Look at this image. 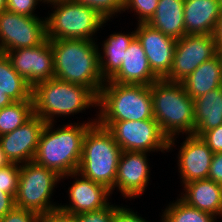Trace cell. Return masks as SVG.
Returning a JSON list of instances; mask_svg holds the SVG:
<instances>
[{
  "label": "cell",
  "instance_id": "obj_5",
  "mask_svg": "<svg viewBox=\"0 0 222 222\" xmlns=\"http://www.w3.org/2000/svg\"><path fill=\"white\" fill-rule=\"evenodd\" d=\"M121 153L122 149L115 142L112 133L98 122L92 124L83 138L77 172L111 190L116 180Z\"/></svg>",
  "mask_w": 222,
  "mask_h": 222
},
{
  "label": "cell",
  "instance_id": "obj_21",
  "mask_svg": "<svg viewBox=\"0 0 222 222\" xmlns=\"http://www.w3.org/2000/svg\"><path fill=\"white\" fill-rule=\"evenodd\" d=\"M186 93L194 100L222 86V61L220 56L203 62L182 82Z\"/></svg>",
  "mask_w": 222,
  "mask_h": 222
},
{
  "label": "cell",
  "instance_id": "obj_6",
  "mask_svg": "<svg viewBox=\"0 0 222 222\" xmlns=\"http://www.w3.org/2000/svg\"><path fill=\"white\" fill-rule=\"evenodd\" d=\"M97 121L154 119L150 86L105 81L98 96Z\"/></svg>",
  "mask_w": 222,
  "mask_h": 222
},
{
  "label": "cell",
  "instance_id": "obj_36",
  "mask_svg": "<svg viewBox=\"0 0 222 222\" xmlns=\"http://www.w3.org/2000/svg\"><path fill=\"white\" fill-rule=\"evenodd\" d=\"M113 222H148L129 208L116 206L112 216Z\"/></svg>",
  "mask_w": 222,
  "mask_h": 222
},
{
  "label": "cell",
  "instance_id": "obj_29",
  "mask_svg": "<svg viewBox=\"0 0 222 222\" xmlns=\"http://www.w3.org/2000/svg\"><path fill=\"white\" fill-rule=\"evenodd\" d=\"M20 179V165L9 163L0 168V189L5 193L11 194L14 198L17 193Z\"/></svg>",
  "mask_w": 222,
  "mask_h": 222
},
{
  "label": "cell",
  "instance_id": "obj_30",
  "mask_svg": "<svg viewBox=\"0 0 222 222\" xmlns=\"http://www.w3.org/2000/svg\"><path fill=\"white\" fill-rule=\"evenodd\" d=\"M159 0H124V11L129 8L139 15L138 23H148L154 16Z\"/></svg>",
  "mask_w": 222,
  "mask_h": 222
},
{
  "label": "cell",
  "instance_id": "obj_32",
  "mask_svg": "<svg viewBox=\"0 0 222 222\" xmlns=\"http://www.w3.org/2000/svg\"><path fill=\"white\" fill-rule=\"evenodd\" d=\"M38 1L41 0H6V10L14 12L15 14L34 17L33 14L38 5Z\"/></svg>",
  "mask_w": 222,
  "mask_h": 222
},
{
  "label": "cell",
  "instance_id": "obj_25",
  "mask_svg": "<svg viewBox=\"0 0 222 222\" xmlns=\"http://www.w3.org/2000/svg\"><path fill=\"white\" fill-rule=\"evenodd\" d=\"M0 93L6 94L13 102L33 101L32 87L3 53H0Z\"/></svg>",
  "mask_w": 222,
  "mask_h": 222
},
{
  "label": "cell",
  "instance_id": "obj_7",
  "mask_svg": "<svg viewBox=\"0 0 222 222\" xmlns=\"http://www.w3.org/2000/svg\"><path fill=\"white\" fill-rule=\"evenodd\" d=\"M55 9L46 19L47 39H84L93 40L92 36L102 28L106 19L96 10L72 0L50 3Z\"/></svg>",
  "mask_w": 222,
  "mask_h": 222
},
{
  "label": "cell",
  "instance_id": "obj_27",
  "mask_svg": "<svg viewBox=\"0 0 222 222\" xmlns=\"http://www.w3.org/2000/svg\"><path fill=\"white\" fill-rule=\"evenodd\" d=\"M162 222H215L216 217L185 203L181 198L172 202L162 215Z\"/></svg>",
  "mask_w": 222,
  "mask_h": 222
},
{
  "label": "cell",
  "instance_id": "obj_42",
  "mask_svg": "<svg viewBox=\"0 0 222 222\" xmlns=\"http://www.w3.org/2000/svg\"><path fill=\"white\" fill-rule=\"evenodd\" d=\"M6 10V0H0V12Z\"/></svg>",
  "mask_w": 222,
  "mask_h": 222
},
{
  "label": "cell",
  "instance_id": "obj_35",
  "mask_svg": "<svg viewBox=\"0 0 222 222\" xmlns=\"http://www.w3.org/2000/svg\"><path fill=\"white\" fill-rule=\"evenodd\" d=\"M39 222H74V214L56 208L40 215Z\"/></svg>",
  "mask_w": 222,
  "mask_h": 222
},
{
  "label": "cell",
  "instance_id": "obj_12",
  "mask_svg": "<svg viewBox=\"0 0 222 222\" xmlns=\"http://www.w3.org/2000/svg\"><path fill=\"white\" fill-rule=\"evenodd\" d=\"M5 54L13 68L32 88L37 83L54 78V55L49 39L39 46L15 49Z\"/></svg>",
  "mask_w": 222,
  "mask_h": 222
},
{
  "label": "cell",
  "instance_id": "obj_28",
  "mask_svg": "<svg viewBox=\"0 0 222 222\" xmlns=\"http://www.w3.org/2000/svg\"><path fill=\"white\" fill-rule=\"evenodd\" d=\"M81 5L88 6L96 10L107 21L115 13L124 11V0H72Z\"/></svg>",
  "mask_w": 222,
  "mask_h": 222
},
{
  "label": "cell",
  "instance_id": "obj_23",
  "mask_svg": "<svg viewBox=\"0 0 222 222\" xmlns=\"http://www.w3.org/2000/svg\"><path fill=\"white\" fill-rule=\"evenodd\" d=\"M195 131L201 136L205 131L222 124V86L194 99Z\"/></svg>",
  "mask_w": 222,
  "mask_h": 222
},
{
  "label": "cell",
  "instance_id": "obj_10",
  "mask_svg": "<svg viewBox=\"0 0 222 222\" xmlns=\"http://www.w3.org/2000/svg\"><path fill=\"white\" fill-rule=\"evenodd\" d=\"M47 40L46 19L0 12V53L39 46Z\"/></svg>",
  "mask_w": 222,
  "mask_h": 222
},
{
  "label": "cell",
  "instance_id": "obj_31",
  "mask_svg": "<svg viewBox=\"0 0 222 222\" xmlns=\"http://www.w3.org/2000/svg\"><path fill=\"white\" fill-rule=\"evenodd\" d=\"M116 205L110 203L101 209L74 215V222H112Z\"/></svg>",
  "mask_w": 222,
  "mask_h": 222
},
{
  "label": "cell",
  "instance_id": "obj_39",
  "mask_svg": "<svg viewBox=\"0 0 222 222\" xmlns=\"http://www.w3.org/2000/svg\"><path fill=\"white\" fill-rule=\"evenodd\" d=\"M213 36L215 38L217 52L219 53L222 51V9Z\"/></svg>",
  "mask_w": 222,
  "mask_h": 222
},
{
  "label": "cell",
  "instance_id": "obj_4",
  "mask_svg": "<svg viewBox=\"0 0 222 222\" xmlns=\"http://www.w3.org/2000/svg\"><path fill=\"white\" fill-rule=\"evenodd\" d=\"M32 99L34 114L46 123H53L54 115L69 116L98 106V96L91 89L55 78L37 83Z\"/></svg>",
  "mask_w": 222,
  "mask_h": 222
},
{
  "label": "cell",
  "instance_id": "obj_2",
  "mask_svg": "<svg viewBox=\"0 0 222 222\" xmlns=\"http://www.w3.org/2000/svg\"><path fill=\"white\" fill-rule=\"evenodd\" d=\"M150 91L154 120L169 139L168 149H171L175 145V135L180 132L194 134V100L186 93L181 82L158 79L150 85Z\"/></svg>",
  "mask_w": 222,
  "mask_h": 222
},
{
  "label": "cell",
  "instance_id": "obj_43",
  "mask_svg": "<svg viewBox=\"0 0 222 222\" xmlns=\"http://www.w3.org/2000/svg\"><path fill=\"white\" fill-rule=\"evenodd\" d=\"M43 1V3L47 2L48 3H53V2H57V1H63V0H41Z\"/></svg>",
  "mask_w": 222,
  "mask_h": 222
},
{
  "label": "cell",
  "instance_id": "obj_13",
  "mask_svg": "<svg viewBox=\"0 0 222 222\" xmlns=\"http://www.w3.org/2000/svg\"><path fill=\"white\" fill-rule=\"evenodd\" d=\"M135 33L152 72L159 79H165L172 68L176 40L154 29L148 23H138Z\"/></svg>",
  "mask_w": 222,
  "mask_h": 222
},
{
  "label": "cell",
  "instance_id": "obj_38",
  "mask_svg": "<svg viewBox=\"0 0 222 222\" xmlns=\"http://www.w3.org/2000/svg\"><path fill=\"white\" fill-rule=\"evenodd\" d=\"M15 207V198L0 189V218L4 217Z\"/></svg>",
  "mask_w": 222,
  "mask_h": 222
},
{
  "label": "cell",
  "instance_id": "obj_33",
  "mask_svg": "<svg viewBox=\"0 0 222 222\" xmlns=\"http://www.w3.org/2000/svg\"><path fill=\"white\" fill-rule=\"evenodd\" d=\"M40 215L36 212L14 207L0 222H39Z\"/></svg>",
  "mask_w": 222,
  "mask_h": 222
},
{
  "label": "cell",
  "instance_id": "obj_18",
  "mask_svg": "<svg viewBox=\"0 0 222 222\" xmlns=\"http://www.w3.org/2000/svg\"><path fill=\"white\" fill-rule=\"evenodd\" d=\"M159 78L152 72L145 51L137 37L128 46L120 69L109 79L120 84L150 86Z\"/></svg>",
  "mask_w": 222,
  "mask_h": 222
},
{
  "label": "cell",
  "instance_id": "obj_44",
  "mask_svg": "<svg viewBox=\"0 0 222 222\" xmlns=\"http://www.w3.org/2000/svg\"><path fill=\"white\" fill-rule=\"evenodd\" d=\"M218 55L220 56V59H221V61H222V51H220V52L218 53Z\"/></svg>",
  "mask_w": 222,
  "mask_h": 222
},
{
  "label": "cell",
  "instance_id": "obj_14",
  "mask_svg": "<svg viewBox=\"0 0 222 222\" xmlns=\"http://www.w3.org/2000/svg\"><path fill=\"white\" fill-rule=\"evenodd\" d=\"M46 122L35 114L12 132L0 136V144L10 163L33 161Z\"/></svg>",
  "mask_w": 222,
  "mask_h": 222
},
{
  "label": "cell",
  "instance_id": "obj_37",
  "mask_svg": "<svg viewBox=\"0 0 222 222\" xmlns=\"http://www.w3.org/2000/svg\"><path fill=\"white\" fill-rule=\"evenodd\" d=\"M208 179L222 185V152L213 155Z\"/></svg>",
  "mask_w": 222,
  "mask_h": 222
},
{
  "label": "cell",
  "instance_id": "obj_8",
  "mask_svg": "<svg viewBox=\"0 0 222 222\" xmlns=\"http://www.w3.org/2000/svg\"><path fill=\"white\" fill-rule=\"evenodd\" d=\"M61 176L52 169L30 161L20 165V179L15 206L42 215L59 208L50 202L53 189ZM54 204V205H53Z\"/></svg>",
  "mask_w": 222,
  "mask_h": 222
},
{
  "label": "cell",
  "instance_id": "obj_20",
  "mask_svg": "<svg viewBox=\"0 0 222 222\" xmlns=\"http://www.w3.org/2000/svg\"><path fill=\"white\" fill-rule=\"evenodd\" d=\"M185 193L180 198L201 211L222 216V185L210 179L184 184Z\"/></svg>",
  "mask_w": 222,
  "mask_h": 222
},
{
  "label": "cell",
  "instance_id": "obj_1",
  "mask_svg": "<svg viewBox=\"0 0 222 222\" xmlns=\"http://www.w3.org/2000/svg\"><path fill=\"white\" fill-rule=\"evenodd\" d=\"M54 55V78L91 89L99 96L105 81L99 71L96 42L84 39L50 40Z\"/></svg>",
  "mask_w": 222,
  "mask_h": 222
},
{
  "label": "cell",
  "instance_id": "obj_22",
  "mask_svg": "<svg viewBox=\"0 0 222 222\" xmlns=\"http://www.w3.org/2000/svg\"><path fill=\"white\" fill-rule=\"evenodd\" d=\"M185 0H159L154 16L148 24L175 40L186 35L184 25Z\"/></svg>",
  "mask_w": 222,
  "mask_h": 222
},
{
  "label": "cell",
  "instance_id": "obj_15",
  "mask_svg": "<svg viewBox=\"0 0 222 222\" xmlns=\"http://www.w3.org/2000/svg\"><path fill=\"white\" fill-rule=\"evenodd\" d=\"M146 154L147 152L122 151L111 194L115 187L125 198H136L145 191L150 176Z\"/></svg>",
  "mask_w": 222,
  "mask_h": 222
},
{
  "label": "cell",
  "instance_id": "obj_16",
  "mask_svg": "<svg viewBox=\"0 0 222 222\" xmlns=\"http://www.w3.org/2000/svg\"><path fill=\"white\" fill-rule=\"evenodd\" d=\"M178 155L179 173L183 184L208 179L214 153L208 145L196 135H188L181 144Z\"/></svg>",
  "mask_w": 222,
  "mask_h": 222
},
{
  "label": "cell",
  "instance_id": "obj_11",
  "mask_svg": "<svg viewBox=\"0 0 222 222\" xmlns=\"http://www.w3.org/2000/svg\"><path fill=\"white\" fill-rule=\"evenodd\" d=\"M217 55L213 35H184L176 40L172 68L165 80L182 82L199 65Z\"/></svg>",
  "mask_w": 222,
  "mask_h": 222
},
{
  "label": "cell",
  "instance_id": "obj_26",
  "mask_svg": "<svg viewBox=\"0 0 222 222\" xmlns=\"http://www.w3.org/2000/svg\"><path fill=\"white\" fill-rule=\"evenodd\" d=\"M34 115L33 101L13 102L0 110V136L14 131Z\"/></svg>",
  "mask_w": 222,
  "mask_h": 222
},
{
  "label": "cell",
  "instance_id": "obj_40",
  "mask_svg": "<svg viewBox=\"0 0 222 222\" xmlns=\"http://www.w3.org/2000/svg\"><path fill=\"white\" fill-rule=\"evenodd\" d=\"M12 103L13 101L6 94L0 93V110L3 107L11 105Z\"/></svg>",
  "mask_w": 222,
  "mask_h": 222
},
{
  "label": "cell",
  "instance_id": "obj_34",
  "mask_svg": "<svg viewBox=\"0 0 222 222\" xmlns=\"http://www.w3.org/2000/svg\"><path fill=\"white\" fill-rule=\"evenodd\" d=\"M200 138L208 145L212 152H222V124L216 128L205 131Z\"/></svg>",
  "mask_w": 222,
  "mask_h": 222
},
{
  "label": "cell",
  "instance_id": "obj_24",
  "mask_svg": "<svg viewBox=\"0 0 222 222\" xmlns=\"http://www.w3.org/2000/svg\"><path fill=\"white\" fill-rule=\"evenodd\" d=\"M136 37L135 31L131 34L115 33L102 44L103 54L99 51V71L104 81L109 80L121 67L124 61L125 52ZM105 57V58H104Z\"/></svg>",
  "mask_w": 222,
  "mask_h": 222
},
{
  "label": "cell",
  "instance_id": "obj_9",
  "mask_svg": "<svg viewBox=\"0 0 222 222\" xmlns=\"http://www.w3.org/2000/svg\"><path fill=\"white\" fill-rule=\"evenodd\" d=\"M113 135L122 151L151 152L169 150V139L154 119L139 121H97Z\"/></svg>",
  "mask_w": 222,
  "mask_h": 222
},
{
  "label": "cell",
  "instance_id": "obj_3",
  "mask_svg": "<svg viewBox=\"0 0 222 222\" xmlns=\"http://www.w3.org/2000/svg\"><path fill=\"white\" fill-rule=\"evenodd\" d=\"M74 123L53 129V123H46L40 134L39 143L33 161L57 172L60 176L77 172L81 155L83 138L87 129L97 123Z\"/></svg>",
  "mask_w": 222,
  "mask_h": 222
},
{
  "label": "cell",
  "instance_id": "obj_19",
  "mask_svg": "<svg viewBox=\"0 0 222 222\" xmlns=\"http://www.w3.org/2000/svg\"><path fill=\"white\" fill-rule=\"evenodd\" d=\"M221 9L218 0H185L183 14L186 35H213Z\"/></svg>",
  "mask_w": 222,
  "mask_h": 222
},
{
  "label": "cell",
  "instance_id": "obj_17",
  "mask_svg": "<svg viewBox=\"0 0 222 222\" xmlns=\"http://www.w3.org/2000/svg\"><path fill=\"white\" fill-rule=\"evenodd\" d=\"M66 176H71L72 178L80 176V179L75 178L76 181L69 187V199L71 203L69 205H59L61 210L76 215L98 210L109 204L107 201L111 191L105 185L93 182L78 172L61 176V179Z\"/></svg>",
  "mask_w": 222,
  "mask_h": 222
},
{
  "label": "cell",
  "instance_id": "obj_41",
  "mask_svg": "<svg viewBox=\"0 0 222 222\" xmlns=\"http://www.w3.org/2000/svg\"><path fill=\"white\" fill-rule=\"evenodd\" d=\"M10 162L6 158L5 153L2 150L1 144H0V168L8 165Z\"/></svg>",
  "mask_w": 222,
  "mask_h": 222
}]
</instances>
